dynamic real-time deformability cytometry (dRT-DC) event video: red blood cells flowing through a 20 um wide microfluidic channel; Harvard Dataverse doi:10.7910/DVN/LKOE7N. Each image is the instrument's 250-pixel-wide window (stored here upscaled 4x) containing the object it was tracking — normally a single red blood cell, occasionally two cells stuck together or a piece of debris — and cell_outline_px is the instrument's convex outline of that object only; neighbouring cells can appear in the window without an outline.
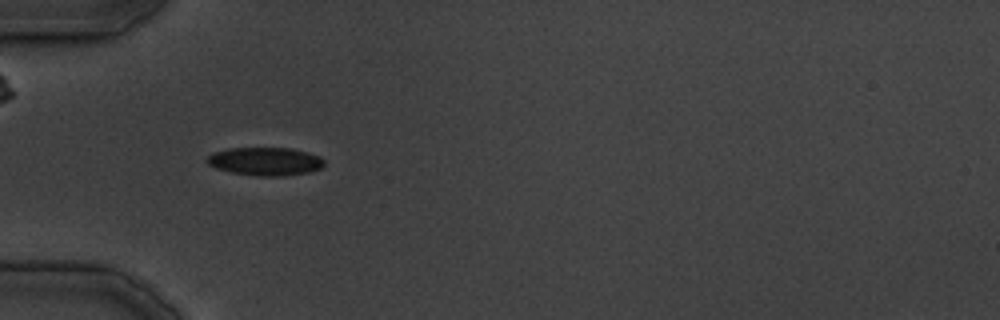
{"species": "common noctule bat (a hibernating species)", "species_latin": "Nyctalus noctula", "temperature_condition": "cold", "stored_images_in_passage": 5, "camera_frame_rate_fps": 3000, "um_per_image_px": 0.085, "animal": {"sex": "male", "body_mass_g": 19.5, "forearm_length_mm": 54.6}, "frame": {"image": 1, "passage_image": 2, "time_ms": 2.0, "image_size_px": [1000, 320], "cell_outline_px": [[324, 164], [320, 168], [308, 172], [284, 176], [260, 176], [232, 172], [216, 168], [208, 164], [204, 160], [212, 152], [228, 148], [292, 148], [320, 156], [324, 160]], "centroid_in_image_um": [22.52, 13.71], "position_along_channel_um": 62.5, "area_um2": 19.25}}